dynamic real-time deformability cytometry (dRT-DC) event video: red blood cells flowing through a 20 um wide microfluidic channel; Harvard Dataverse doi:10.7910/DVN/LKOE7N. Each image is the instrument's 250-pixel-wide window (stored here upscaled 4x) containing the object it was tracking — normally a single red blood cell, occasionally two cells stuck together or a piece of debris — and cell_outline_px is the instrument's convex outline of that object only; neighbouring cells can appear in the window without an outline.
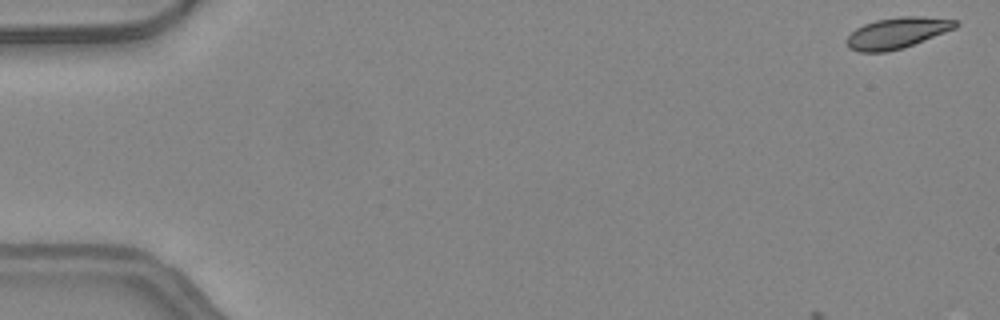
{"species": "common noctule bat (a hibernating species)", "species_latin": "Nyctalus noctula", "temperature_condition": "warm", "stored_images_in_passage": 20, "camera_frame_rate_fps": 3000, "um_per_image_px": 0.085, "animal": {"sex": "female", "body_mass_g": 24.6, "forearm_length_mm": 56.2}, "frame": {"image": 1, "passage_image": 1, "time_ms": 0.0, "image_size_px": [1000, 320], "cell_outline_px": [[960, 24], [956, 28], [924, 40], [888, 52], [860, 52], [848, 48], [844, 40], [856, 28], [864, 24], [876, 20], [900, 16], [920, 16], [956, 20]], "centroid_in_image_um": [76.22, 2.79], "position_along_channel_um": 8.8, "area_um2": 19.59}}